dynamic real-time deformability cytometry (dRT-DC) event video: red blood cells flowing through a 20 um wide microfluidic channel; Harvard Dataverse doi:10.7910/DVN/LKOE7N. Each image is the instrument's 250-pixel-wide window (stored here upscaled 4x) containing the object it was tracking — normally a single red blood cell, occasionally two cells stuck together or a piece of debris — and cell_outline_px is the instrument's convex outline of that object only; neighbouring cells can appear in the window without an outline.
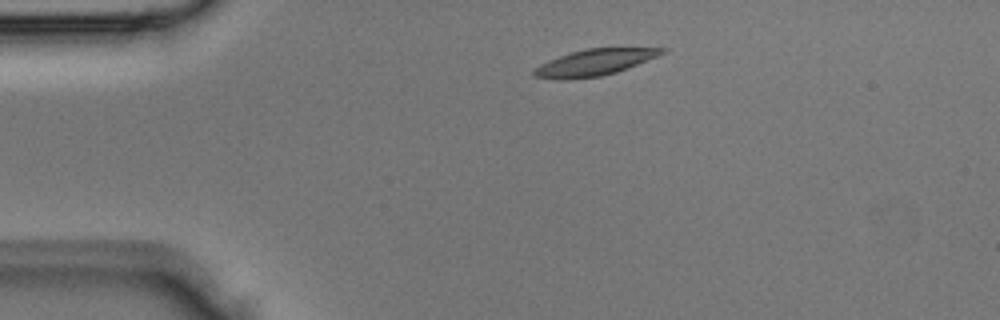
{"species": "Egyptian fruit bat (a non-hibernating species)", "species_latin": "Rousettus aegyptiacus", "temperature_condition": "room temperature", "stored_images_in_passage": 3, "segment_of_instrument_passage": [1, 2], "camera_frame_rate_fps": 3000, "um_per_image_px": 0.085, "animal": {"sex": "male"}, "frame": {"image": 1, "passage_image": 2, "time_ms": 0.333, "image_size_px": [1000, 320], "cell_outline_px": [[668, 48], [664, 52], [656, 56], [616, 72], [600, 76], [568, 80], [560, 80], [532, 76], [532, 72], [540, 64], [548, 60], [584, 48]], "centroid_in_image_um": [50.45, 5.32], "position_along_channel_um": 34.5, "area_um2": 19.36}}